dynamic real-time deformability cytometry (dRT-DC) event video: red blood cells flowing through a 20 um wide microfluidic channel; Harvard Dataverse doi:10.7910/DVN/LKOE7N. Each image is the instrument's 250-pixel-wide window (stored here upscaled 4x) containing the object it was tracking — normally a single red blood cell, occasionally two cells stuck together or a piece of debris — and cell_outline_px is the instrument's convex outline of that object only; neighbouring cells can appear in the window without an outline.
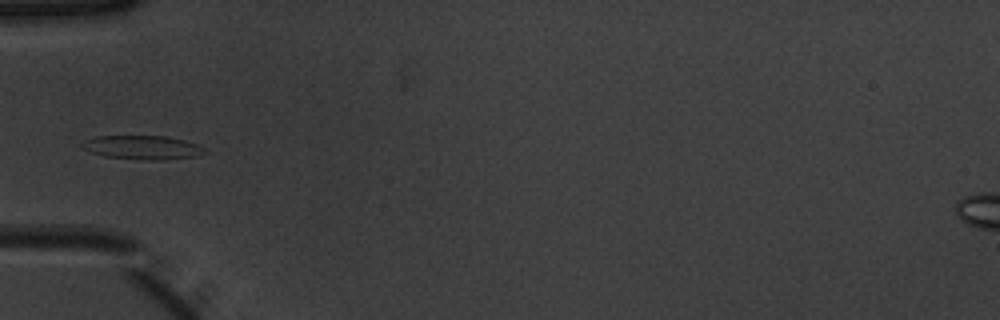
{"species": "common noctule bat (a hibernating species)", "species_latin": "Nyctalus noctula", "temperature_condition": "warm", "stored_images_in_passage": 35, "camera_frame_rate_fps": 3000, "um_per_image_px": 0.085, "animal": {"sex": "male", "body_mass_g": 20.1, "forearm_length_mm": 53.5}, "frame": {"image": 1, "passage_image": 1, "time_ms": 0.0, "image_size_px": [1000, 320], "cell_outline_px": [[204, 152], [196, 156], [164, 160], [148, 160], [104, 156], [92, 152], [84, 148], [80, 144], [84, 140], [96, 136], [164, 136], [184, 140], [196, 144], [204, 148]], "centroid_in_image_um": [12.09, 12.53], "position_along_channel_um": 72.9, "area_um2": 16.82}}
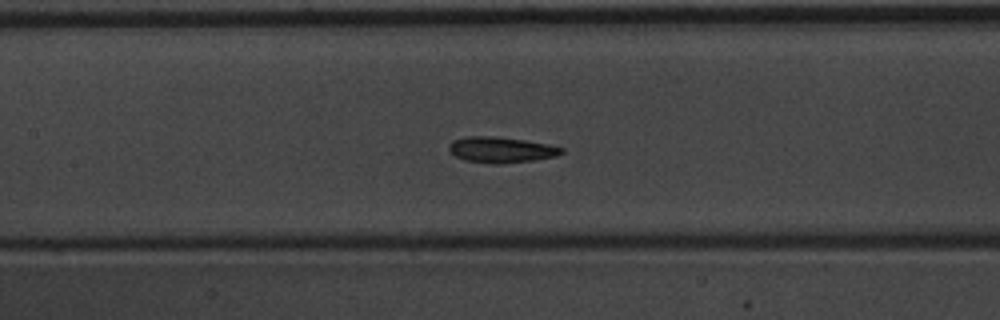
{"frame": {"image": 2, "passage_image": 8, "time_ms": 2.333, "image_size_px": [1000, 320], "cell_outline_px": [[564, 152], [556, 156], [532, 160], [500, 164], [492, 164], [464, 160], [456, 156], [448, 148], [448, 144], [452, 140], [464, 136], [492, 136], [524, 140], [548, 144], [564, 148]], "centroid_in_image_um": [42.57, 12.72], "position_along_channel_um": 164.8, "area_um2": 16.94}}
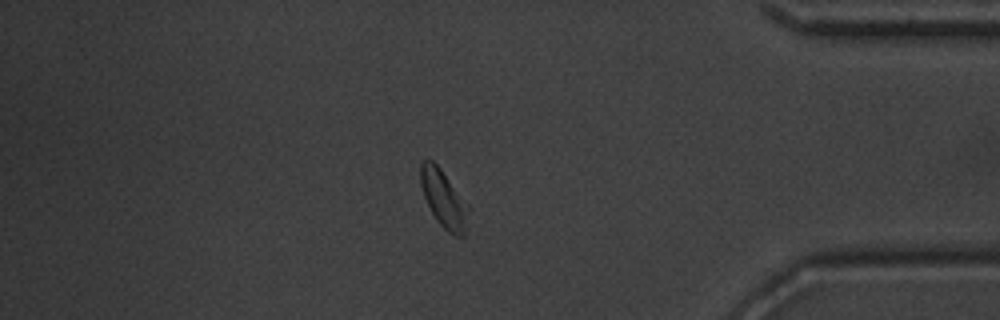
{"frame": {"image": 3, "passage_image": 28, "time_ms": 9.0, "image_size_px": [1000, 320], "cell_outline_px": [[468, 232], [464, 236], [452, 236], [436, 220], [424, 196], [420, 184], [420, 164], [424, 160], [432, 160], [440, 168], [468, 204]], "centroid_in_image_um": [37.74, 16.95], "position_along_channel_um": 397.5, "area_um2": 16.07}, "authors_computed_cell_mechanics": {"area_um2": 16.2418, "velocity_mm_per_s": 3.9123, "shape_relaxation_time_tau1_ms": 2.7112, "shape_relaxation_time_tau2_ms": 1.7518, "deformation_change_tau1": 0.1168, "deformation_change_tau2": 0.0688}}